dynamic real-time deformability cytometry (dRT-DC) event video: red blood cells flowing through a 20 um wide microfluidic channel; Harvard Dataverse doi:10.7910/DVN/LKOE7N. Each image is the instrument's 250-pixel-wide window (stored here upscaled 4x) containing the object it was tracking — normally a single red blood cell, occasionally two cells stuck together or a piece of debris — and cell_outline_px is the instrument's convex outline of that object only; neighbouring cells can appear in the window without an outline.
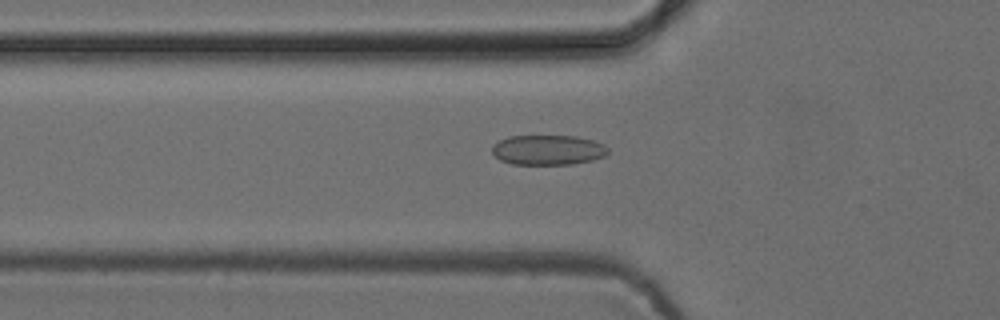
{"species": "common noctule bat (a hibernating species)", "species_latin": "Nyctalus noctula", "temperature_condition": "cold", "stored_images_in_passage": 39, "camera_frame_rate_fps": 3000, "um_per_image_px": 0.085, "animal": {"sex": "female", "body_mass_g": 24.6, "forearm_length_mm": 56.2}, "frame": {"image": 1, "passage_image": 10, "time_ms": 3.0, "image_size_px": [1000, 320], "cell_outline_px": [[608, 152], [604, 156], [592, 160], [572, 164], [512, 164], [500, 160], [492, 152], [492, 148], [500, 140], [508, 136], [576, 136], [592, 140], [604, 144], [608, 148]], "centroid_in_image_um": [46.59, 12.74], "position_along_channel_um": 79.2, "area_um2": 20.11}}
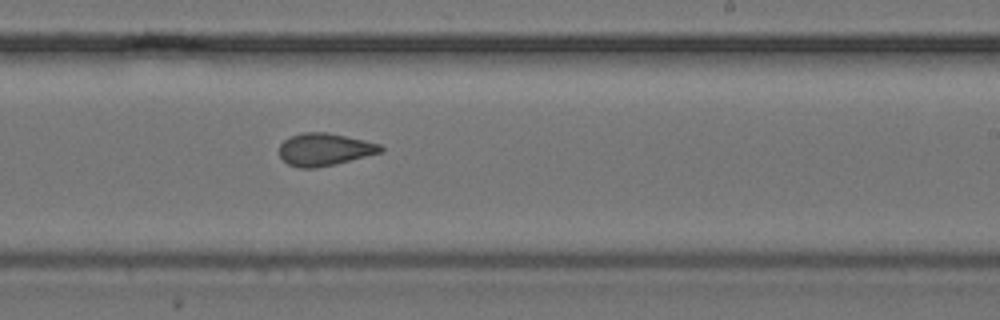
{"frame": {"image": 2, "passage_image": 24, "time_ms": 7.667, "image_size_px": [1000, 320], "cell_outline_px": [[384, 152], [336, 164], [316, 168], [300, 168], [288, 164], [280, 156], [280, 144], [284, 140], [300, 132], [328, 132], [364, 140], [380, 144], [384, 148]], "centroid_in_image_um": [27.62, 12.7], "position_along_channel_um": 261.4, "area_um2": 19.31}}
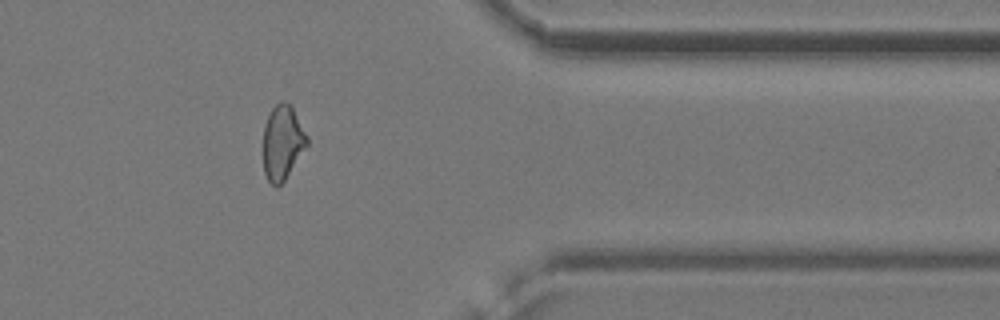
{"frame": {"image": 3, "passage_image": 35, "time_ms": 11.333, "image_size_px": [1000, 320], "cell_outline_px": [[308, 144], [284, 180], [276, 188], [268, 180], [264, 172], [264, 124], [272, 108], [280, 100], [284, 100], [292, 104], [308, 136]], "centroid_in_image_um": [24.03, 12.05], "position_along_channel_um": 387.4, "area_um2": 19.07}, "authors_computed_cell_mechanics": {"area_um2": 19.3052, "velocity_mm_per_s": 3.8806, "shape_relaxation_time_tau1_ms": null, "shape_relaxation_time_tau2_ms": 1.7741, "deformation_change_tau1": null, "deformation_change_tau2": 0.0741}}